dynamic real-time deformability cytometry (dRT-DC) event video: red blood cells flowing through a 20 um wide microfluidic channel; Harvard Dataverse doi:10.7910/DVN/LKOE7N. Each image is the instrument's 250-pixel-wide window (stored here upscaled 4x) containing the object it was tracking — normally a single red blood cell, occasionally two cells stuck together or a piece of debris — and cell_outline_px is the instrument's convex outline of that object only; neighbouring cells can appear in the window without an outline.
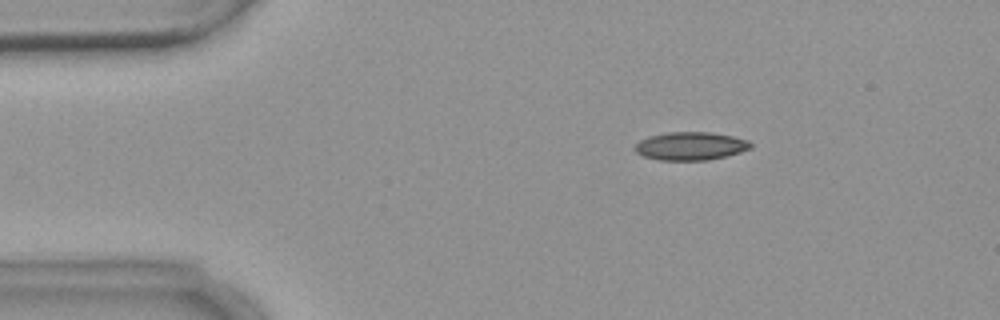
{"species": "common noctule bat (a hibernating species)", "species_latin": "Nyctalus noctula", "temperature_condition": "warm", "stored_images_in_passage": 3, "camera_frame_rate_fps": 3000, "um_per_image_px": 0.085, "animal": {"sex": "female", "body_mass_g": 18.4}, "frame": {"image": 1, "passage_image": 1, "time_ms": 0.0, "image_size_px": [1000, 320], "cell_outline_px": [[752, 148], [740, 152], [708, 160], [660, 160], [644, 156], [636, 152], [632, 148], [640, 140], [648, 136], [668, 132], [708, 132], [732, 136], [748, 140], [752, 144]], "centroid_in_image_um": [58.68, 12.41], "position_along_channel_um": 26.3, "area_um2": 18.96}}
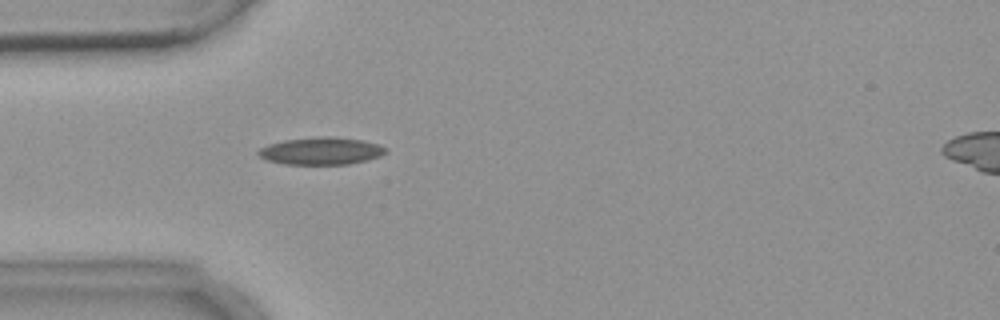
{"frame": {"image": 2, "passage_image": 3, "time_ms": 2.333, "image_size_px": [1000, 320], "cell_outline_px": [[388, 152], [380, 156], [368, 160], [348, 164], [284, 164], [268, 160], [260, 156], [256, 152], [260, 148], [268, 144], [284, 140], [324, 136], [328, 136], [364, 140], [380, 144], [388, 148]], "centroid_in_image_um": [27.35, 12.83], "position_along_channel_um": 57.7, "area_um2": 20.4}}